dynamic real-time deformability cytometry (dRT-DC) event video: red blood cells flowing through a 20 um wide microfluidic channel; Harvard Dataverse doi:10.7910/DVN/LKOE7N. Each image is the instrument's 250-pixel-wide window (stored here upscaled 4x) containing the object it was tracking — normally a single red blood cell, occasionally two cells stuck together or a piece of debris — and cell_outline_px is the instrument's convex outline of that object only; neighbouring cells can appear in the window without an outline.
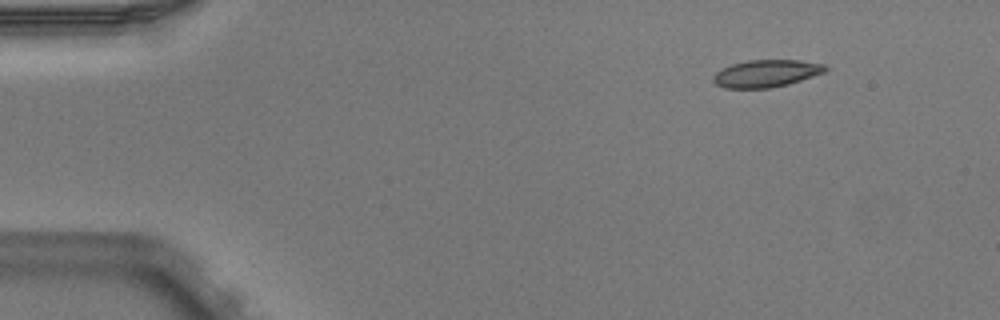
{"species": "Egyptian fruit bat (a non-hibernating species)", "species_latin": "Rousettus aegyptiacus", "temperature_condition": "warm", "stored_images_in_passage": 5, "segment_of_instrument_passage": [2, 2], "camera_frame_rate_fps": 3000, "um_per_image_px": 0.085, "animal": {"sex": "male"}, "frame": {"image": 1, "passage_image": 5, "time_ms": 1.333, "image_size_px": [1000, 320], "cell_outline_px": [[828, 68], [824, 72], [788, 84], [768, 88], [724, 88], [716, 84], [712, 80], [712, 76], [716, 72], [732, 64], [748, 60], [800, 60], [824, 64]], "centroid_in_image_um": [65.11, 6.24], "position_along_channel_um": 19.9, "area_um2": 17.69}}